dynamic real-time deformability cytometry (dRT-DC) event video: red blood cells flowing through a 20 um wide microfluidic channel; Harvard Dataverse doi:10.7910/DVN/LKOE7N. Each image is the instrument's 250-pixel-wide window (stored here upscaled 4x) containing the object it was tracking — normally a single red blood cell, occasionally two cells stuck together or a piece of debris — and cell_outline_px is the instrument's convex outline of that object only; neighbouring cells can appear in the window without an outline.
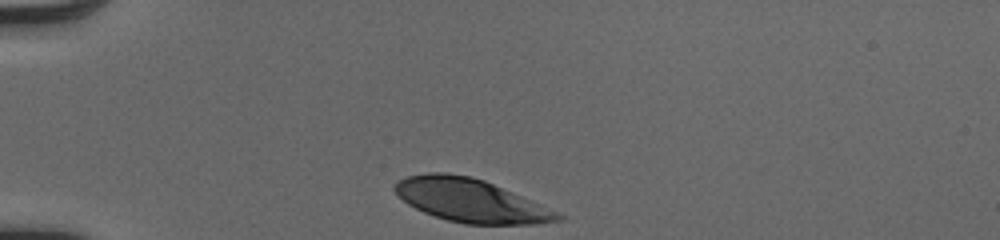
{"species": "human", "species_latin": "Homo sapiens", "temperature_condition": "cold", "stored_images_in_passage": 30, "camera_frame_rate_fps": 3000, "um_per_image_px": 0.085, "donor": {"sex": "male"}, "frame": {"image": 1, "passage_image": 1, "time_ms": 0.0, "image_size_px": [1000, 240], "cell_outline_px": [[564, 220], [536, 224], [464, 224], [448, 220], [424, 212], [408, 204], [392, 188], [400, 180], [408, 176], [428, 172], [444, 172], [472, 176], [484, 180], [540, 204], [564, 216]], "centroid_in_image_um": [40.0, 17.04], "position_along_channel_um": 45.0, "area_um2": 40.58}}
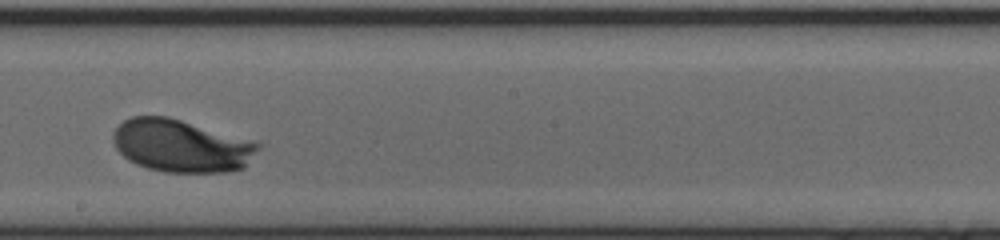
{"frame": {"image": 2, "passage_image": 18, "time_ms": 5.667, "image_size_px": [1000, 240], "cell_outline_px": [[260, 148], [244, 168], [228, 172], [164, 172], [148, 168], [136, 164], [128, 160], [116, 148], [112, 140], [112, 132], [124, 120], [132, 116], [168, 116], [260, 144]], "centroid_in_image_um": [15.35, 12.4], "position_along_channel_um": 232.8, "area_um2": 44.04}}
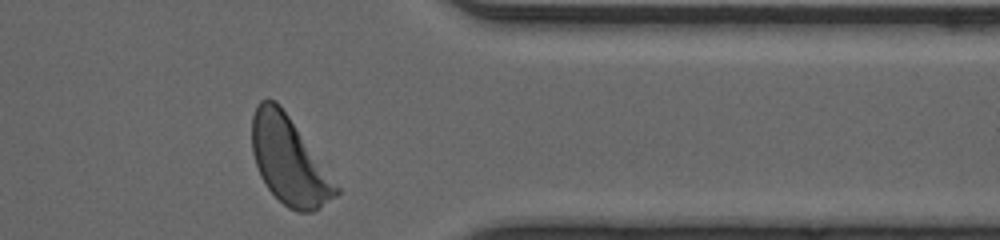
{"frame": {"image": 3, "passage_image": 30, "time_ms": 9.667, "image_size_px": [1000, 240], "cell_outline_px": [[340, 192], [336, 196], [320, 208], [312, 212], [296, 212], [288, 208], [268, 188], [260, 176], [252, 152], [252, 116], [256, 104], [260, 100], [276, 100], [280, 104], [340, 188]], "centroid_in_image_um": [24.56, 13.66], "position_along_channel_um": 386.8, "area_um2": 42.43}, "authors_computed_cell_mechanics": {"area_um2": 43.1477, "velocity_mm_per_s": 4.0128, "shape_relaxation_time_tau1_ms": 1.7468, "shape_relaxation_time_tau2_ms": null, "deformation_change_tau1": 0.1447, "deformation_change_tau2": null}}